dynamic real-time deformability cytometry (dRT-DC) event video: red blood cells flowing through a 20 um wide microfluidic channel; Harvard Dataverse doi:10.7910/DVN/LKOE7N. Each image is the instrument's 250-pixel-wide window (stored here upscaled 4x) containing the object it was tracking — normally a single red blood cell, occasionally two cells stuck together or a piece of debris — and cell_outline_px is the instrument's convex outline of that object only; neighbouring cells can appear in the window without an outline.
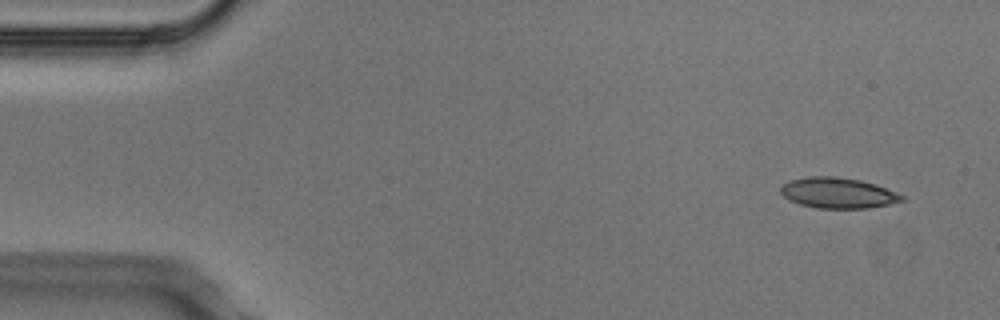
{"species": "Egyptian fruit bat (a non-hibernating species)", "species_latin": "Rousettus aegyptiacus", "temperature_condition": "cold", "stored_images_in_passage": 4, "camera_frame_rate_fps": 3000, "um_per_image_px": 0.085, "animal": {"sex": "male"}, "frame": {"image": 1, "passage_image": 1, "time_ms": 0.0, "image_size_px": [1000, 320], "cell_outline_px": [[904, 200], [888, 204], [868, 208], [816, 208], [800, 204], [788, 200], [780, 192], [780, 188], [788, 180], [808, 176], [836, 176], [860, 180], [876, 184], [896, 192], [904, 196]], "centroid_in_image_um": [71.2, 16.39], "position_along_channel_um": 13.8, "area_um2": 21.68}}
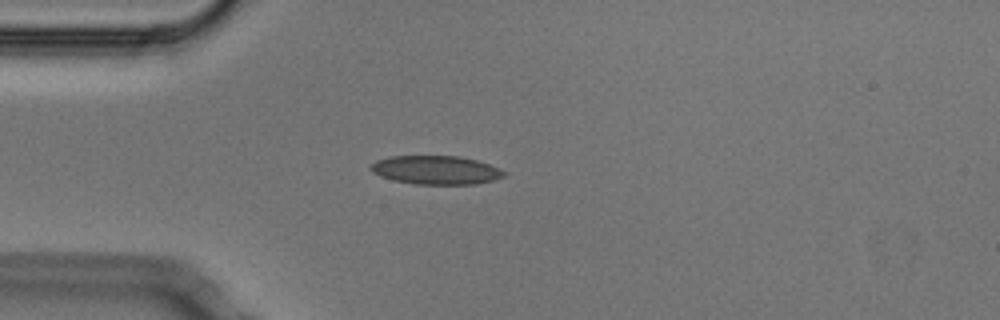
{"frame": {"image": 2, "passage_image": 4, "time_ms": 1.0, "image_size_px": [1000, 320], "cell_outline_px": [[508, 172], [504, 176], [492, 180], [476, 184], [416, 184], [392, 180], [380, 176], [372, 172], [372, 164], [376, 160], [388, 156], [460, 156], [476, 160], [488, 164]], "centroid_in_image_um": [37.05, 14.45], "position_along_channel_um": 47.9, "area_um2": 22.2}}